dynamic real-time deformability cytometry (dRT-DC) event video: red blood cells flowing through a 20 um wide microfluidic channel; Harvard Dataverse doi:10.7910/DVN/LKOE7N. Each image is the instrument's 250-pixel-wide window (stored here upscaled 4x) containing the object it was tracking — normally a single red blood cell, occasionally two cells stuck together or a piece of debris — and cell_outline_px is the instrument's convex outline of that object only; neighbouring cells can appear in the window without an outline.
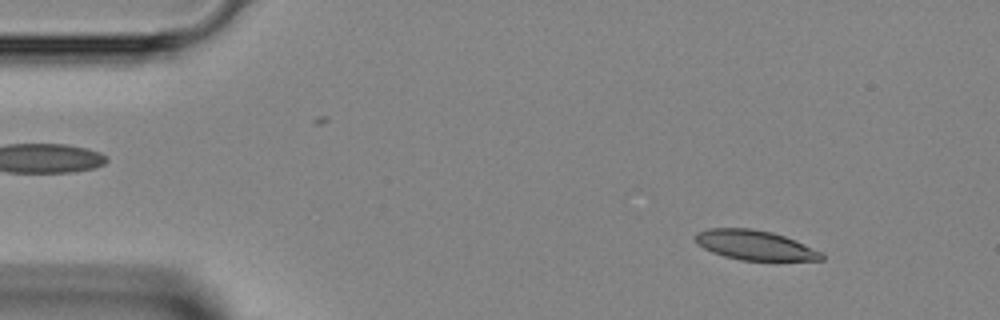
{"species": "Egyptian fruit bat (a non-hibernating species)", "species_latin": "Rousettus aegyptiacus", "temperature_condition": "room temperature", "stored_images_in_passage": 42, "camera_frame_rate_fps": 3000, "um_per_image_px": 0.085, "animal": {"sex": "female"}, "frame": {"image": 1, "passage_image": 5, "time_ms": 1.333, "image_size_px": [1000, 320], "cell_outline_px": [[824, 260], [740, 260], [724, 256], [712, 252], [696, 244], [696, 232], [708, 228], [752, 228], [772, 232], [796, 240], [824, 252]], "centroid_in_image_um": [64.19, 20.83], "position_along_channel_um": 20.8, "area_um2": 21.96}}
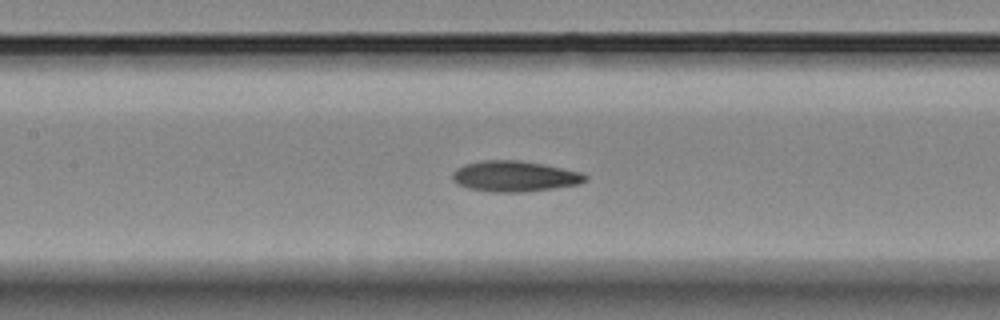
{"frame": {"image": 2, "passage_image": 20, "time_ms": 6.333, "image_size_px": [1000, 320], "cell_outline_px": [[588, 180], [576, 184], [552, 188], [524, 192], [492, 192], [468, 188], [456, 184], [452, 180], [452, 172], [456, 168], [464, 164], [484, 160], [520, 160], [544, 164], [580, 172], [588, 176]], "centroid_in_image_um": [43.69, 14.98], "position_along_channel_um": 163.7, "area_um2": 23.81}}
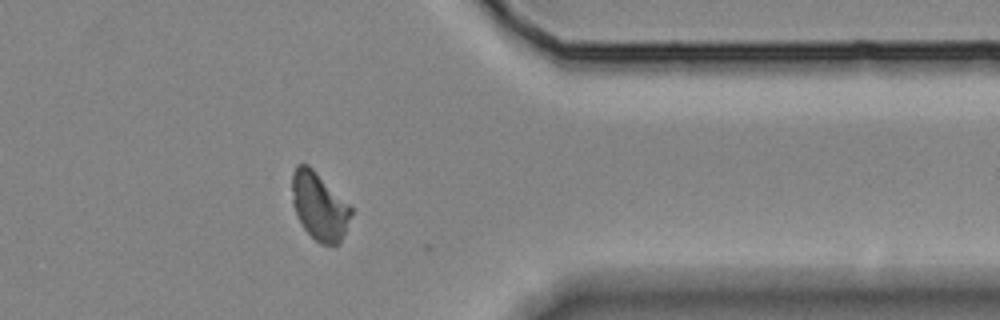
{"frame": {"image": 3, "passage_image": 36, "time_ms": 11.667, "image_size_px": [1000, 320], "cell_outline_px": [[352, 212], [344, 232], [336, 248], [320, 244], [304, 228], [292, 204], [292, 172], [296, 164], [308, 164], [352, 208]], "centroid_in_image_um": [27.12, 17.54], "position_along_channel_um": 384.3, "area_um2": 22.95}}